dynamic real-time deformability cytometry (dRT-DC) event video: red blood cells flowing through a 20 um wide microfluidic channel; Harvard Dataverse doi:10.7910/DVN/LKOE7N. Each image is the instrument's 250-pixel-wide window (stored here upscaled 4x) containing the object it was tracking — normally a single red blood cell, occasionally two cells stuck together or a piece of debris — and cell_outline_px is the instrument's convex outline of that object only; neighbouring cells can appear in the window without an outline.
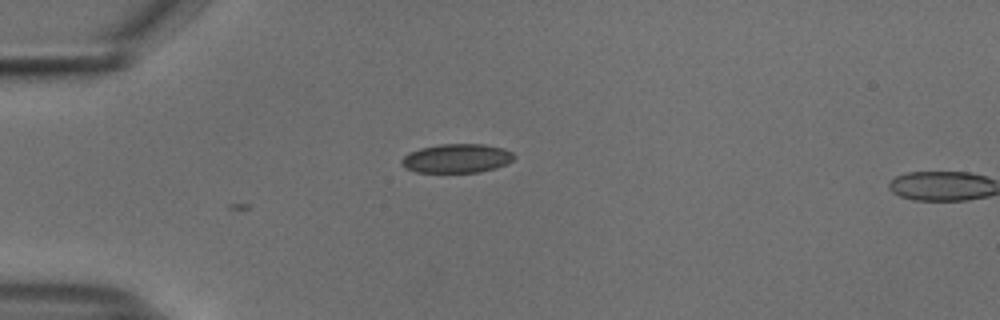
{"species": "common noctule bat (a hibernating species)", "species_latin": "Nyctalus noctula", "temperature_condition": "cold", "stored_images_in_passage": 3, "camera_frame_rate_fps": 3000, "um_per_image_px": 0.085, "animal": {"sex": "male", "body_mass_g": 18.8}, "frame": {"image": 1, "passage_image": 3, "time_ms": 0.667, "image_size_px": [1000, 320], "cell_outline_px": [[516, 156], [512, 160], [496, 168], [480, 172], [416, 172], [400, 164], [400, 160], [408, 152], [420, 148], [440, 144], [484, 144], [504, 148], [512, 152]], "centroid_in_image_um": [38.82, 13.45], "position_along_channel_um": 46.2, "area_um2": 19.02}}